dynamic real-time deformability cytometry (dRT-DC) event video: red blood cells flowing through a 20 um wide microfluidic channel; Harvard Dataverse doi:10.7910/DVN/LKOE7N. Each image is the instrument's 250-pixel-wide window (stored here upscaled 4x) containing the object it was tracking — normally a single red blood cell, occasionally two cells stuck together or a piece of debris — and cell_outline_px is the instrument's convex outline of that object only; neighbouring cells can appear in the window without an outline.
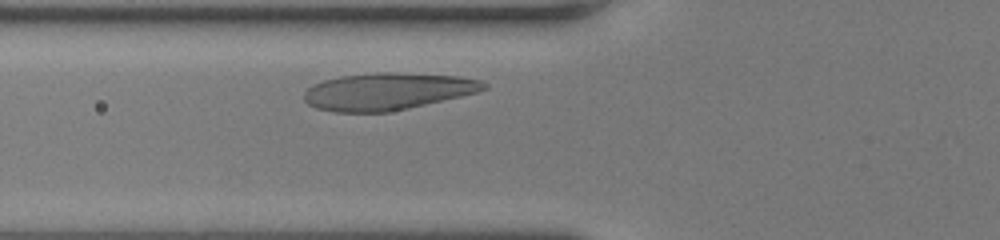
{"species": "human", "species_latin": "Homo sapiens", "temperature_condition": "room temperature", "stored_images_in_passage": 29, "camera_frame_rate_fps": 3000, "um_per_image_px": 0.085, "donor": {"sex": "female"}, "frame": {"image": 1, "passage_image": 6, "time_ms": 1.667, "image_size_px": [1000, 240], "cell_outline_px": [[488, 88], [476, 92], [460, 96], [408, 108], [388, 112], [332, 112], [316, 108], [308, 104], [304, 100], [304, 92], [312, 84], [324, 80], [340, 76], [376, 72], [396, 72], [460, 76], [480, 80], [488, 84]], "centroid_in_image_um": [32.91, 7.76], "position_along_channel_um": 92.9, "area_um2": 38.9}}
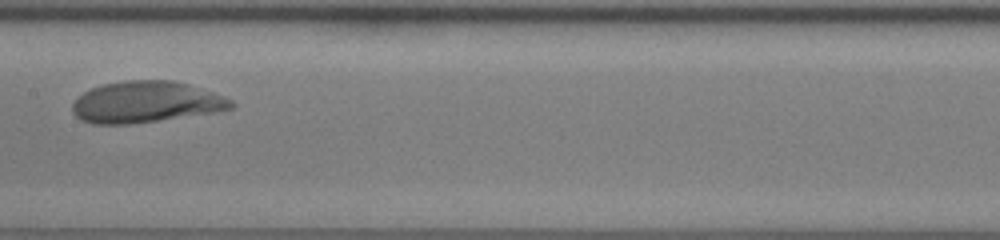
{"frame": {"image": 2, "passage_image": 14, "time_ms": 4.333, "image_size_px": [1000, 240], "cell_outline_px": [[236, 104], [232, 108], [216, 112], [128, 124], [92, 124], [80, 120], [72, 112], [72, 104], [84, 92], [92, 88], [104, 84], [124, 80], [172, 80], [188, 84], [224, 96], [232, 100]], "centroid_in_image_um": [12.4, 8.67], "position_along_channel_um": 195.0, "area_um2": 38.09}}
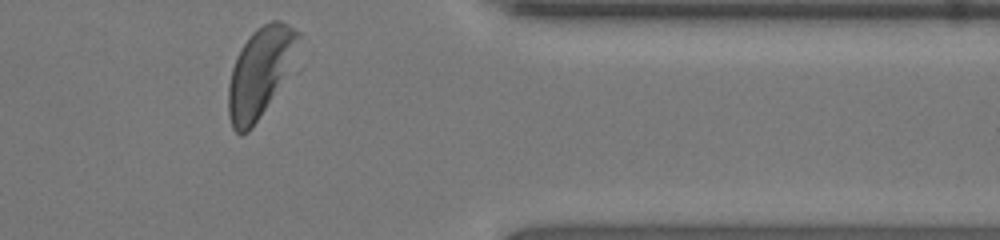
{"frame": {"image": 3, "passage_image": 29, "time_ms": 9.333, "image_size_px": [1000, 240], "cell_outline_px": [[300, 36], [284, 72], [264, 108], [252, 128], [248, 132], [240, 136], [232, 128], [228, 116], [228, 84], [232, 68], [244, 44], [252, 32], [256, 28], [272, 20], [280, 20], [288, 24], [300, 32]], "centroid_in_image_um": [22.0, 6.14], "position_along_channel_um": 389.4, "area_um2": 34.39}, "authors_computed_cell_mechanics": {"area_um2": 38.0324, "velocity_mm_per_s": 4.0738, "shape_relaxation_time_tau1_ms": 3.0026, "shape_relaxation_time_tau2_ms": null, "deformation_change_tau1": 0.1253, "deformation_change_tau2": null}}